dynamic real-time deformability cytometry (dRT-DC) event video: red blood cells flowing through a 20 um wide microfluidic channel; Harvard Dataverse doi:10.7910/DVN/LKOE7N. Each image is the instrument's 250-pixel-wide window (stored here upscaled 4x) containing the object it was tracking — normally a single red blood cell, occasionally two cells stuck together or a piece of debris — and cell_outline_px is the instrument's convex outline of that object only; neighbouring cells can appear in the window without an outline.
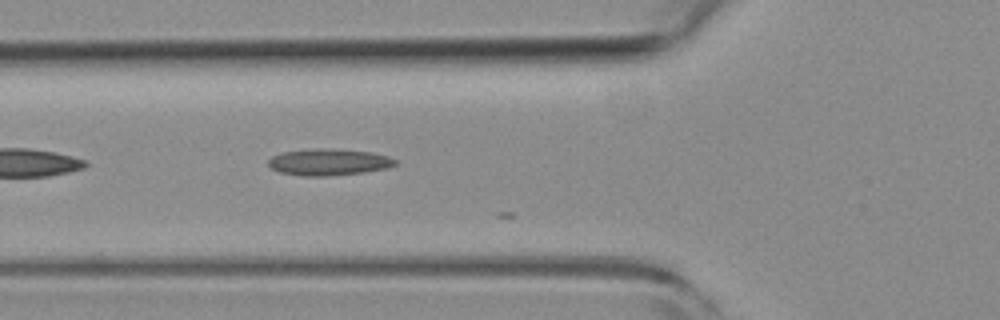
{"species": "common noctule bat (a hibernating species)", "species_latin": "Nyctalus noctula", "temperature_condition": "room temperature", "stored_images_in_passage": 6, "camera_frame_rate_fps": 3000, "um_per_image_px": 0.085, "animal": {"sex": "female", "body_mass_g": 19.3, "forearm_length_mm": 54.1}, "frame": {"image": 1, "passage_image": 5, "time_ms": 1.333, "image_size_px": [1000, 320], "cell_outline_px": [[396, 164], [388, 168], [364, 172], [328, 176], [300, 176], [280, 172], [272, 168], [268, 164], [268, 160], [272, 156], [280, 152], [316, 148], [328, 148], [372, 152], [388, 156], [396, 160]], "centroid_in_image_um": [27.93, 13.77], "position_along_channel_um": 97.9, "area_um2": 19.77}}